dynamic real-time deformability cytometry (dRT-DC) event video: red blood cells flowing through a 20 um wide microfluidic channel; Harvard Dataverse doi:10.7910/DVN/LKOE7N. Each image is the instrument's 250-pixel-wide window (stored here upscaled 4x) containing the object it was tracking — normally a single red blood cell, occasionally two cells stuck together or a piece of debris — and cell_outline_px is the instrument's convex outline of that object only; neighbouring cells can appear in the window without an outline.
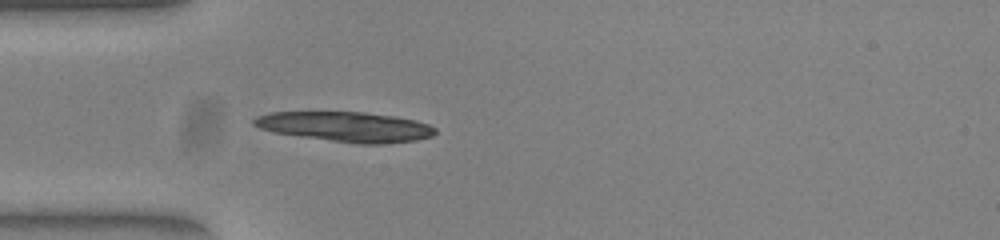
{"species": "common noctule bat (a hibernating species)", "species_latin": "Nyctalus noctula", "temperature_condition": "warm", "stored_images_in_passage": 32, "camera_frame_rate_fps": 3000, "um_per_image_px": 0.085, "animal": {"sex": "female", "body_mass_g": 23.0, "forearm_length_mm": 53.4}, "frame": {"image": 1, "passage_image": 6, "time_ms": 1.667, "image_size_px": [1000, 240], "cell_outline_px": [[436, 132], [432, 136], [416, 140], [384, 144], [356, 144], [300, 136], [276, 132], [260, 128], [252, 124], [252, 120], [256, 116], [272, 112], [364, 112], [396, 116], [416, 120], [428, 124], [436, 128]], "centroid_in_image_um": [29.42, 10.77], "position_along_channel_um": 55.6, "area_um2": 31.67}}